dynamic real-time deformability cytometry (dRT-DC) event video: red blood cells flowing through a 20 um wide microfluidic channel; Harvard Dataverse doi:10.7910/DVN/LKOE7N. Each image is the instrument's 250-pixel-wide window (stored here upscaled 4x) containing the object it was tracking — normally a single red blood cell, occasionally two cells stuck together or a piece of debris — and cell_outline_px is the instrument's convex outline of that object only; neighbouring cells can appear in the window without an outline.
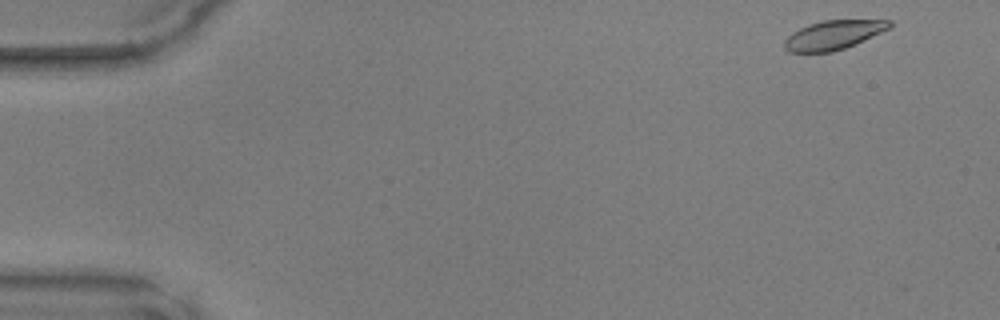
{"species": "common noctule bat (a hibernating species)", "species_latin": "Nyctalus noctula", "temperature_condition": "warm", "stored_images_in_passage": 8, "camera_frame_rate_fps": 3000, "um_per_image_px": 0.085, "animal": {"sex": "male", "body_mass_g": 17.9, "forearm_length_mm": 54.2}, "frame": {"image": 1, "passage_image": 1, "time_ms": 0.0, "image_size_px": [1000, 320], "cell_outline_px": [[892, 24], [888, 28], [880, 32], [844, 48], [832, 52], [788, 52], [784, 48], [784, 40], [792, 32], [808, 24], [824, 20], [892, 20]], "centroid_in_image_um": [70.77, 2.97], "position_along_channel_um": 14.2, "area_um2": 17.51}}